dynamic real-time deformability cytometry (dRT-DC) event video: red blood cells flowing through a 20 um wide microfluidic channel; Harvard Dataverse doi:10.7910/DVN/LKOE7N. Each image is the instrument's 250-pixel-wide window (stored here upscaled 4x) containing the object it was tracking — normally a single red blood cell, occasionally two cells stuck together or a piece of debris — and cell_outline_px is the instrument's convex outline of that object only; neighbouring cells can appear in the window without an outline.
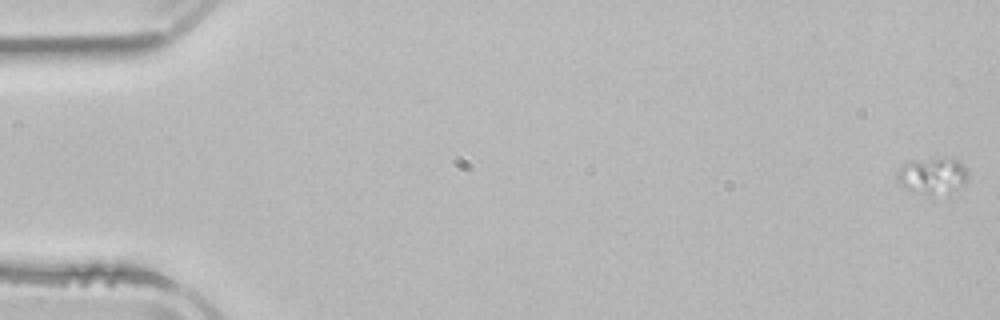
{"species": "common noctule bat (a hibernating species)", "species_latin": "Nyctalus noctula", "temperature_condition": "room temperature", "stored_images_in_passage": 6, "camera_frame_rate_fps": 3000, "um_per_image_px": 0.085, "animal": {"sex": "male", "body_mass_g": 21.5, "forearm_length_mm": 52.0}, "frame": {"image": 1, "passage_image": 1, "time_ms": 0.0, "image_size_px": [1000, 320], "cell_outline_px": [[968, 180], [964, 188], [948, 196], [912, 192], [904, 188], [900, 184], [896, 172], [904, 164], [912, 160], [944, 156], [948, 156], [956, 160], [968, 172]], "centroid_in_image_um": [79.33, 14.96], "position_along_channel_um": 5.7, "area_um2": 15.84}}